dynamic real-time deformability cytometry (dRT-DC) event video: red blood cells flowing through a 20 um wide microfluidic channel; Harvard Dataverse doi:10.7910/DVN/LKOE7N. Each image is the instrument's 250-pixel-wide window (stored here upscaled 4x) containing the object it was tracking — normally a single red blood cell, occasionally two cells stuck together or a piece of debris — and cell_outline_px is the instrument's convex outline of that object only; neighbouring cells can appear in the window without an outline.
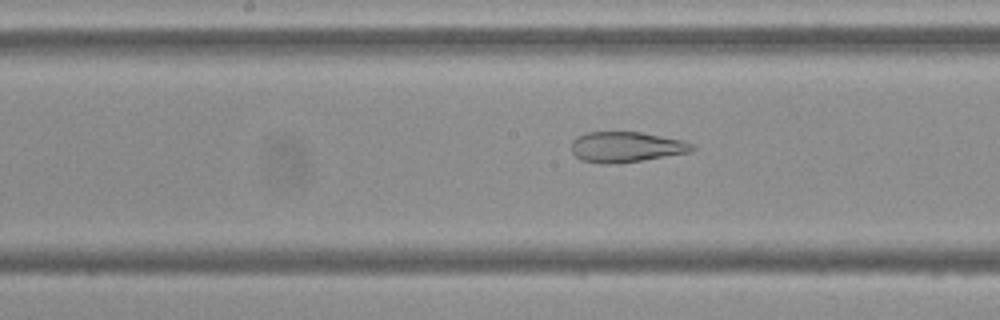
{"species": "Egyptian fruit bat (a non-hibernating species)", "species_latin": "Rousettus aegyptiacus", "temperature_condition": "cold", "stored_images_in_passage": 39, "camera_frame_rate_fps": 3000, "um_per_image_px": 0.085, "frame": {"image": 1, "passage_image": 12, "time_ms": 3.667, "image_size_px": [1000, 320], "cell_outline_px": [[696, 148], [692, 152], [640, 160], [612, 164], [600, 164], [580, 160], [572, 152], [572, 140], [576, 136], [588, 132], [640, 132], [684, 140], [692, 144]], "centroid_in_image_um": [53.21, 12.49], "position_along_channel_um": 195.0, "area_um2": 21.5}, "authors_computed_cell_mechanics": {"area_um2": 24.7962, "velocity_mm_per_s": 3.6779, "shape_relaxation_time_tau1_ms": null, "shape_relaxation_time_tau2_ms": 2.1775, "deformation_change_tau1": null, "deformation_change_tau2": 0.121}}